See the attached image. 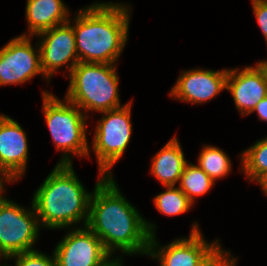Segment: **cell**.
I'll list each match as a JSON object with an SVG mask.
<instances>
[{
    "instance_id": "cell-17",
    "label": "cell",
    "mask_w": 267,
    "mask_h": 266,
    "mask_svg": "<svg viewBox=\"0 0 267 266\" xmlns=\"http://www.w3.org/2000/svg\"><path fill=\"white\" fill-rule=\"evenodd\" d=\"M180 190L193 203L195 196L207 193L214 181L197 165L187 163L179 179Z\"/></svg>"
},
{
    "instance_id": "cell-6",
    "label": "cell",
    "mask_w": 267,
    "mask_h": 266,
    "mask_svg": "<svg viewBox=\"0 0 267 266\" xmlns=\"http://www.w3.org/2000/svg\"><path fill=\"white\" fill-rule=\"evenodd\" d=\"M131 104L102 112L104 117L98 122L93 139V149L97 157L100 177L111 176L108 172L122 157L132 134Z\"/></svg>"
},
{
    "instance_id": "cell-4",
    "label": "cell",
    "mask_w": 267,
    "mask_h": 266,
    "mask_svg": "<svg viewBox=\"0 0 267 266\" xmlns=\"http://www.w3.org/2000/svg\"><path fill=\"white\" fill-rule=\"evenodd\" d=\"M114 64L79 62L70 73L66 99L82 110L106 112L121 108Z\"/></svg>"
},
{
    "instance_id": "cell-15",
    "label": "cell",
    "mask_w": 267,
    "mask_h": 266,
    "mask_svg": "<svg viewBox=\"0 0 267 266\" xmlns=\"http://www.w3.org/2000/svg\"><path fill=\"white\" fill-rule=\"evenodd\" d=\"M25 12L30 37L69 21L62 0H27Z\"/></svg>"
},
{
    "instance_id": "cell-16",
    "label": "cell",
    "mask_w": 267,
    "mask_h": 266,
    "mask_svg": "<svg viewBox=\"0 0 267 266\" xmlns=\"http://www.w3.org/2000/svg\"><path fill=\"white\" fill-rule=\"evenodd\" d=\"M187 164L177 138H172L154 157L151 172L164 187L175 186Z\"/></svg>"
},
{
    "instance_id": "cell-19",
    "label": "cell",
    "mask_w": 267,
    "mask_h": 266,
    "mask_svg": "<svg viewBox=\"0 0 267 266\" xmlns=\"http://www.w3.org/2000/svg\"><path fill=\"white\" fill-rule=\"evenodd\" d=\"M243 171L250 181H255L267 171V137L257 141L241 154Z\"/></svg>"
},
{
    "instance_id": "cell-20",
    "label": "cell",
    "mask_w": 267,
    "mask_h": 266,
    "mask_svg": "<svg viewBox=\"0 0 267 266\" xmlns=\"http://www.w3.org/2000/svg\"><path fill=\"white\" fill-rule=\"evenodd\" d=\"M167 190L154 198V204L164 215L176 216L187 212L193 203L179 187L166 186Z\"/></svg>"
},
{
    "instance_id": "cell-13",
    "label": "cell",
    "mask_w": 267,
    "mask_h": 266,
    "mask_svg": "<svg viewBox=\"0 0 267 266\" xmlns=\"http://www.w3.org/2000/svg\"><path fill=\"white\" fill-rule=\"evenodd\" d=\"M228 70L226 89L230 90L235 106L241 114L252 113L255 106L267 96V76L258 63L256 67Z\"/></svg>"
},
{
    "instance_id": "cell-24",
    "label": "cell",
    "mask_w": 267,
    "mask_h": 266,
    "mask_svg": "<svg viewBox=\"0 0 267 266\" xmlns=\"http://www.w3.org/2000/svg\"><path fill=\"white\" fill-rule=\"evenodd\" d=\"M261 120L267 121V96L263 98L254 108Z\"/></svg>"
},
{
    "instance_id": "cell-8",
    "label": "cell",
    "mask_w": 267,
    "mask_h": 266,
    "mask_svg": "<svg viewBox=\"0 0 267 266\" xmlns=\"http://www.w3.org/2000/svg\"><path fill=\"white\" fill-rule=\"evenodd\" d=\"M54 256L56 266H107L113 261L102 241L87 226L67 233L57 244Z\"/></svg>"
},
{
    "instance_id": "cell-23",
    "label": "cell",
    "mask_w": 267,
    "mask_h": 266,
    "mask_svg": "<svg viewBox=\"0 0 267 266\" xmlns=\"http://www.w3.org/2000/svg\"><path fill=\"white\" fill-rule=\"evenodd\" d=\"M253 12L267 41V0H252Z\"/></svg>"
},
{
    "instance_id": "cell-12",
    "label": "cell",
    "mask_w": 267,
    "mask_h": 266,
    "mask_svg": "<svg viewBox=\"0 0 267 266\" xmlns=\"http://www.w3.org/2000/svg\"><path fill=\"white\" fill-rule=\"evenodd\" d=\"M155 240V235H152L148 254L158 258L160 266H196L218 243V240L212 244L206 243L196 223L192 227L189 238L176 239L158 249L159 251H156L159 244Z\"/></svg>"
},
{
    "instance_id": "cell-5",
    "label": "cell",
    "mask_w": 267,
    "mask_h": 266,
    "mask_svg": "<svg viewBox=\"0 0 267 266\" xmlns=\"http://www.w3.org/2000/svg\"><path fill=\"white\" fill-rule=\"evenodd\" d=\"M43 111L57 150L64 151L58 164H72L68 154L89 155L85 119L81 109L65 98L64 103L54 95L43 92Z\"/></svg>"
},
{
    "instance_id": "cell-1",
    "label": "cell",
    "mask_w": 267,
    "mask_h": 266,
    "mask_svg": "<svg viewBox=\"0 0 267 266\" xmlns=\"http://www.w3.org/2000/svg\"><path fill=\"white\" fill-rule=\"evenodd\" d=\"M102 178L91 195L86 226L110 255L116 249L131 255L148 254L154 225L145 221L122 196L111 176Z\"/></svg>"
},
{
    "instance_id": "cell-9",
    "label": "cell",
    "mask_w": 267,
    "mask_h": 266,
    "mask_svg": "<svg viewBox=\"0 0 267 266\" xmlns=\"http://www.w3.org/2000/svg\"><path fill=\"white\" fill-rule=\"evenodd\" d=\"M35 51L26 34L3 46L0 49V85L20 84L38 73L42 75L40 49Z\"/></svg>"
},
{
    "instance_id": "cell-2",
    "label": "cell",
    "mask_w": 267,
    "mask_h": 266,
    "mask_svg": "<svg viewBox=\"0 0 267 266\" xmlns=\"http://www.w3.org/2000/svg\"><path fill=\"white\" fill-rule=\"evenodd\" d=\"M129 9L96 3L76 14L73 26L79 62L115 64L127 41Z\"/></svg>"
},
{
    "instance_id": "cell-18",
    "label": "cell",
    "mask_w": 267,
    "mask_h": 266,
    "mask_svg": "<svg viewBox=\"0 0 267 266\" xmlns=\"http://www.w3.org/2000/svg\"><path fill=\"white\" fill-rule=\"evenodd\" d=\"M198 166L215 181L229 174L232 165L222 150L205 145L199 155Z\"/></svg>"
},
{
    "instance_id": "cell-29",
    "label": "cell",
    "mask_w": 267,
    "mask_h": 266,
    "mask_svg": "<svg viewBox=\"0 0 267 266\" xmlns=\"http://www.w3.org/2000/svg\"><path fill=\"white\" fill-rule=\"evenodd\" d=\"M2 256L5 258V260L8 259L0 250V257L2 258Z\"/></svg>"
},
{
    "instance_id": "cell-14",
    "label": "cell",
    "mask_w": 267,
    "mask_h": 266,
    "mask_svg": "<svg viewBox=\"0 0 267 266\" xmlns=\"http://www.w3.org/2000/svg\"><path fill=\"white\" fill-rule=\"evenodd\" d=\"M228 70H190L178 78L170 96L180 101L202 103L212 99L226 89Z\"/></svg>"
},
{
    "instance_id": "cell-25",
    "label": "cell",
    "mask_w": 267,
    "mask_h": 266,
    "mask_svg": "<svg viewBox=\"0 0 267 266\" xmlns=\"http://www.w3.org/2000/svg\"><path fill=\"white\" fill-rule=\"evenodd\" d=\"M257 183L260 184V186L263 188L262 190L264 191V193L267 194V171H265L264 173H262L257 179H256Z\"/></svg>"
},
{
    "instance_id": "cell-26",
    "label": "cell",
    "mask_w": 267,
    "mask_h": 266,
    "mask_svg": "<svg viewBox=\"0 0 267 266\" xmlns=\"http://www.w3.org/2000/svg\"><path fill=\"white\" fill-rule=\"evenodd\" d=\"M120 261L121 260H118V258L117 259H113V261L107 266H122V263Z\"/></svg>"
},
{
    "instance_id": "cell-28",
    "label": "cell",
    "mask_w": 267,
    "mask_h": 266,
    "mask_svg": "<svg viewBox=\"0 0 267 266\" xmlns=\"http://www.w3.org/2000/svg\"><path fill=\"white\" fill-rule=\"evenodd\" d=\"M0 175H1V174H0ZM2 179H3V178H1V176H0V193H2V192H3V189H4L3 186H2V185H3V181H2Z\"/></svg>"
},
{
    "instance_id": "cell-11",
    "label": "cell",
    "mask_w": 267,
    "mask_h": 266,
    "mask_svg": "<svg viewBox=\"0 0 267 266\" xmlns=\"http://www.w3.org/2000/svg\"><path fill=\"white\" fill-rule=\"evenodd\" d=\"M28 145L26 133L18 122L0 115V174L12 182L25 173Z\"/></svg>"
},
{
    "instance_id": "cell-10",
    "label": "cell",
    "mask_w": 267,
    "mask_h": 266,
    "mask_svg": "<svg viewBox=\"0 0 267 266\" xmlns=\"http://www.w3.org/2000/svg\"><path fill=\"white\" fill-rule=\"evenodd\" d=\"M70 20L57 25L49 30H45L37 35L43 36L39 45L41 68L44 77L48 79L55 73L56 69L64 66L67 62L69 72L79 63L75 35Z\"/></svg>"
},
{
    "instance_id": "cell-3",
    "label": "cell",
    "mask_w": 267,
    "mask_h": 266,
    "mask_svg": "<svg viewBox=\"0 0 267 266\" xmlns=\"http://www.w3.org/2000/svg\"><path fill=\"white\" fill-rule=\"evenodd\" d=\"M91 195L75 176L72 164H57L35 192L32 204L43 226L61 229L83 219L86 226Z\"/></svg>"
},
{
    "instance_id": "cell-21",
    "label": "cell",
    "mask_w": 267,
    "mask_h": 266,
    "mask_svg": "<svg viewBox=\"0 0 267 266\" xmlns=\"http://www.w3.org/2000/svg\"><path fill=\"white\" fill-rule=\"evenodd\" d=\"M11 257L16 258L15 266H56L54 254L53 258H50L37 250L14 254L7 258Z\"/></svg>"
},
{
    "instance_id": "cell-27",
    "label": "cell",
    "mask_w": 267,
    "mask_h": 266,
    "mask_svg": "<svg viewBox=\"0 0 267 266\" xmlns=\"http://www.w3.org/2000/svg\"><path fill=\"white\" fill-rule=\"evenodd\" d=\"M259 64L264 68V71L267 76V61H260Z\"/></svg>"
},
{
    "instance_id": "cell-22",
    "label": "cell",
    "mask_w": 267,
    "mask_h": 266,
    "mask_svg": "<svg viewBox=\"0 0 267 266\" xmlns=\"http://www.w3.org/2000/svg\"><path fill=\"white\" fill-rule=\"evenodd\" d=\"M226 252L217 243L196 266H235V257L230 259V252Z\"/></svg>"
},
{
    "instance_id": "cell-7",
    "label": "cell",
    "mask_w": 267,
    "mask_h": 266,
    "mask_svg": "<svg viewBox=\"0 0 267 266\" xmlns=\"http://www.w3.org/2000/svg\"><path fill=\"white\" fill-rule=\"evenodd\" d=\"M0 193V250L6 256L33 251L39 232L38 217ZM35 217V218H34Z\"/></svg>"
}]
</instances>
